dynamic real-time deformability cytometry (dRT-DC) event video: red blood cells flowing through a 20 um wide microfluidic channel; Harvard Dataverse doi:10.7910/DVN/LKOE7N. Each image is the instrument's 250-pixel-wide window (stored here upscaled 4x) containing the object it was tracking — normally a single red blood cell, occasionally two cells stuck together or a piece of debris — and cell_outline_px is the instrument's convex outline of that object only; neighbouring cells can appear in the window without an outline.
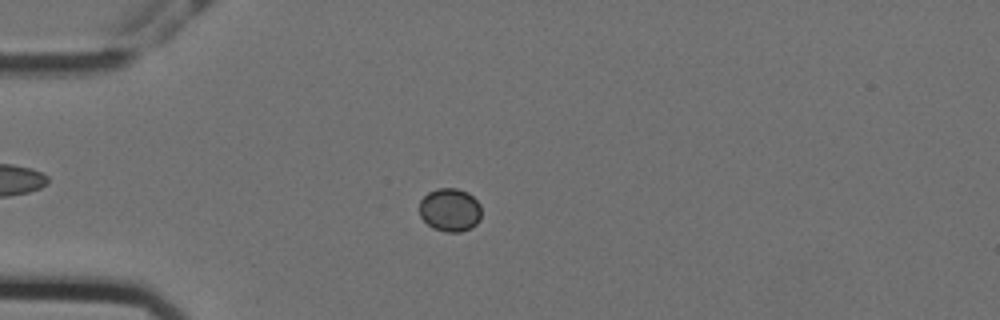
{"species": "Egyptian fruit bat (a non-hibernating species)", "species_latin": "Rousettus aegyptiacus", "temperature_condition": "cold", "stored_images_in_passage": 58, "camera_frame_rate_fps": 3000, "um_per_image_px": 0.085, "animal": {"sex": "female"}, "frame": {"image": 1, "passage_image": 16, "time_ms": 5.0, "image_size_px": [1000, 320], "cell_outline_px": [[480, 220], [472, 228], [460, 232], [448, 232], [432, 228], [420, 216], [420, 200], [428, 192], [436, 188], [456, 188], [468, 192], [480, 204]], "centroid_in_image_um": [38.25, 17.84], "position_along_channel_um": 46.8, "area_um2": 15.72}}
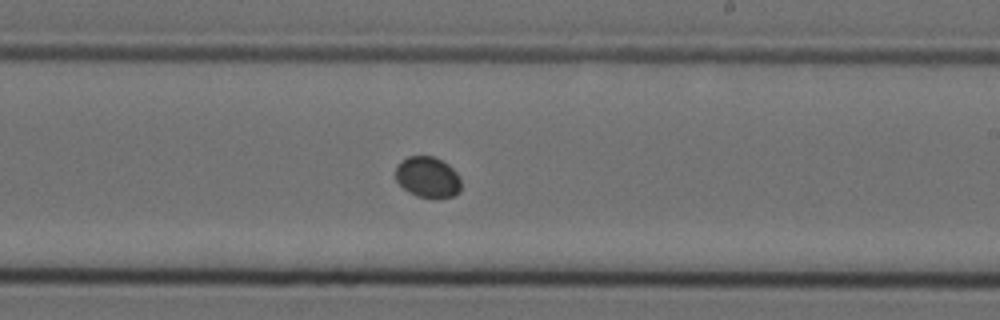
{"frame": {"image": 2, "passage_image": 35, "time_ms": 11.333, "image_size_px": [1000, 320], "cell_outline_px": [[460, 192], [456, 196], [432, 200], [416, 196], [408, 192], [396, 180], [396, 168], [408, 156], [432, 156], [448, 164], [456, 172], [460, 180]], "centroid_in_image_um": [36.39, 15.11], "position_along_channel_um": 252.6, "area_um2": 15.78}}
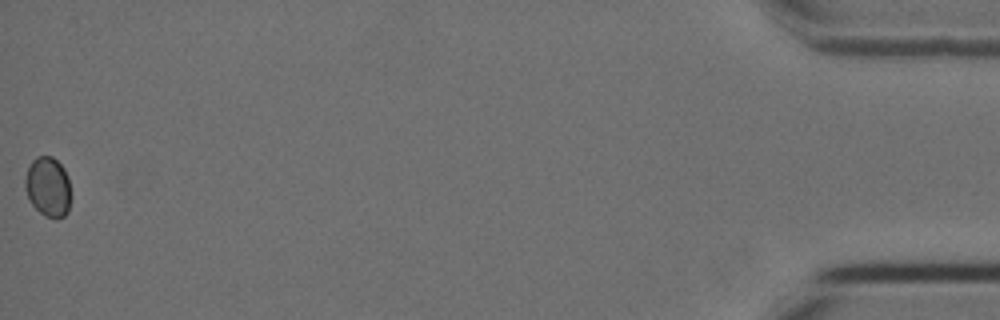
{"frame": {"image": 3, "passage_image": 58, "time_ms": 19.0, "image_size_px": [1000, 320], "cell_outline_px": [[72, 196], [68, 212], [64, 216], [56, 220], [44, 216], [32, 204], [28, 196], [24, 184], [24, 180], [28, 168], [32, 160], [36, 156], [52, 156], [64, 168], [68, 176]], "centroid_in_image_um": [4.12, 15.9], "position_along_channel_um": 431.1, "area_um2": 16.3}}